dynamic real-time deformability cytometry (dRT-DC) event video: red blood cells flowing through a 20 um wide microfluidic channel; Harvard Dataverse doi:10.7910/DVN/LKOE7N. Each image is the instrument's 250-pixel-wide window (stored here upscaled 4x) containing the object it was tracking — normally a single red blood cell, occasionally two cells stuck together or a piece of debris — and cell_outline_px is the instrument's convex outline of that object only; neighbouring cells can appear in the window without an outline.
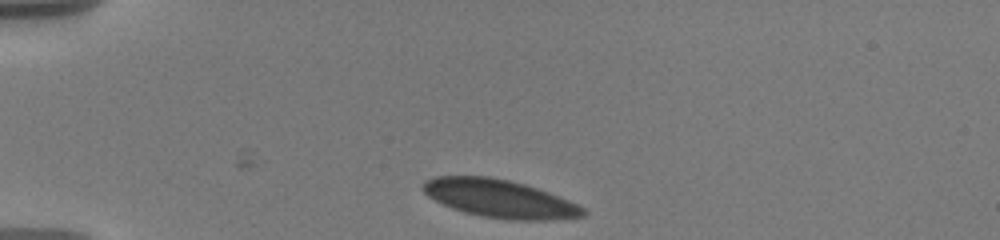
{"species": "human", "species_latin": "Homo sapiens", "temperature_condition": "warm", "stored_images_in_passage": 5, "camera_frame_rate_fps": 3000, "um_per_image_px": 0.085, "donor": {"sex": "male"}, "frame": {"image": 1, "passage_image": 1, "time_ms": 0.0, "image_size_px": [1000, 240], "cell_outline_px": [[588, 212], [584, 216], [548, 220], [508, 220], [480, 216], [464, 212], [452, 208], [428, 196], [424, 192], [424, 180], [432, 176], [488, 176], [508, 180], [524, 184], [548, 192], [568, 200], [584, 208]], "centroid_in_image_um": [42.47, 16.88], "position_along_channel_um": 42.5, "area_um2": 35.32}}
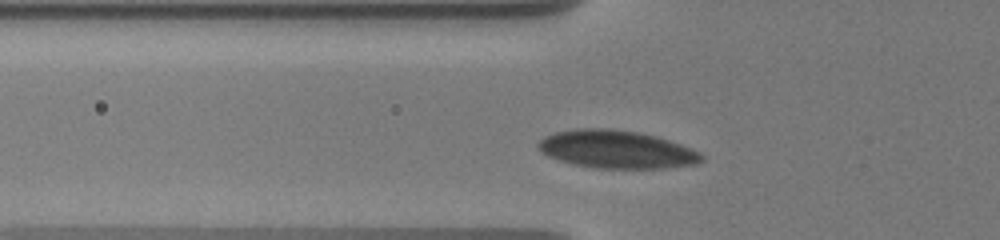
{"frame": {"image": 2, "passage_image": 4, "time_ms": 2.0, "image_size_px": [1000, 240], "cell_outline_px": [[704, 160], [696, 164], [664, 168], [596, 168], [576, 164], [560, 160], [548, 156], [536, 144], [544, 136], [556, 132], [576, 128], [612, 128], [636, 132], [656, 136], [692, 148], [700, 152], [704, 156]], "centroid_in_image_um": [52.44, 12.69], "position_along_channel_um": 73.4, "area_um2": 35.95}}